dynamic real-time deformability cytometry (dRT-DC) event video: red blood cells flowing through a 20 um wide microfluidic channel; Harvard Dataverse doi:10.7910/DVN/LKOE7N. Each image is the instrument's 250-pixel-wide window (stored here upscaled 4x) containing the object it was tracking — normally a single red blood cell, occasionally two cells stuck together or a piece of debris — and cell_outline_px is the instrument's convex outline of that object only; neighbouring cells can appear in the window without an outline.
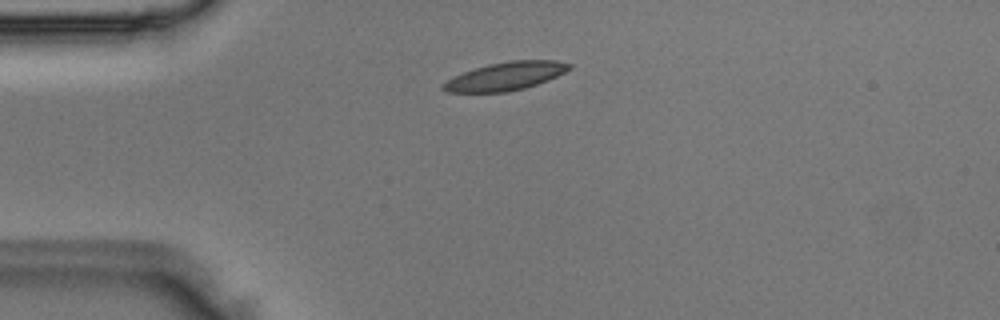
{"species": "Egyptian fruit bat (a non-hibernating species)", "species_latin": "Rousettus aegyptiacus", "temperature_condition": "room temperature", "stored_images_in_passage": 38, "camera_frame_rate_fps": 3000, "um_per_image_px": 0.085, "animal": {"sex": "male"}, "frame": {"image": 1, "passage_image": 1, "time_ms": 0.0, "image_size_px": [1000, 320], "cell_outline_px": [[572, 68], [548, 80], [524, 88], [508, 92], [448, 92], [440, 88], [440, 84], [464, 72], [488, 64], [512, 60], [556, 60], [572, 64]], "centroid_in_image_um": [42.98, 6.47], "position_along_channel_um": 42.0, "area_um2": 20.58}}
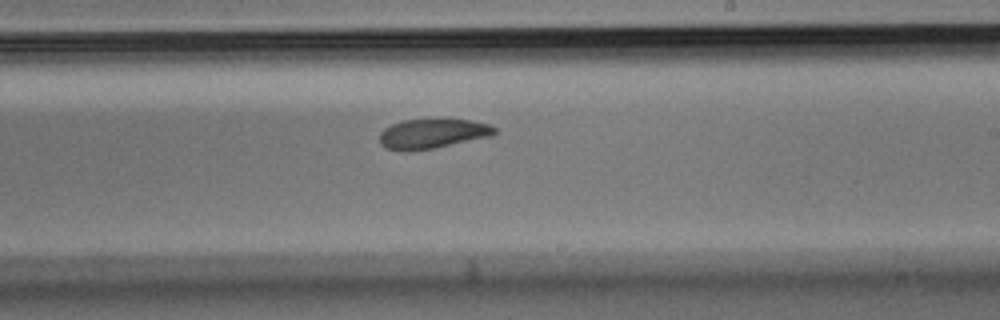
{"frame": {"image": 2, "passage_image": 18, "time_ms": 5.667, "image_size_px": [1000, 320], "cell_outline_px": [[496, 132], [492, 136], [412, 152], [408, 152], [384, 148], [380, 144], [380, 132], [384, 128], [392, 124], [404, 120], [472, 120], [488, 124], [496, 128]], "centroid_in_image_um": [36.72, 11.38], "position_along_channel_um": 252.3, "area_um2": 19.77}}
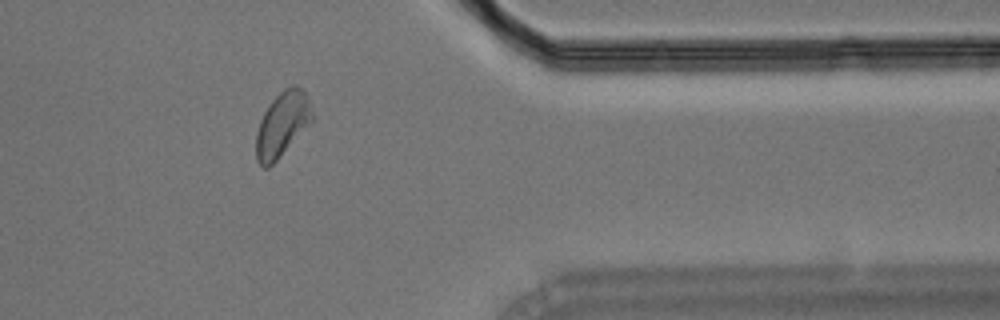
{"frame": {"image": 3, "passage_image": 29, "time_ms": 9.333, "image_size_px": [1000, 320], "cell_outline_px": [[316, 116], [276, 160], [268, 168], [264, 168], [256, 160], [256, 132], [260, 120], [264, 112], [272, 100], [284, 88], [292, 84], [296, 84], [308, 96]], "centroid_in_image_um": [24.01, 10.52], "position_along_channel_um": 387.4, "area_um2": 21.1}}